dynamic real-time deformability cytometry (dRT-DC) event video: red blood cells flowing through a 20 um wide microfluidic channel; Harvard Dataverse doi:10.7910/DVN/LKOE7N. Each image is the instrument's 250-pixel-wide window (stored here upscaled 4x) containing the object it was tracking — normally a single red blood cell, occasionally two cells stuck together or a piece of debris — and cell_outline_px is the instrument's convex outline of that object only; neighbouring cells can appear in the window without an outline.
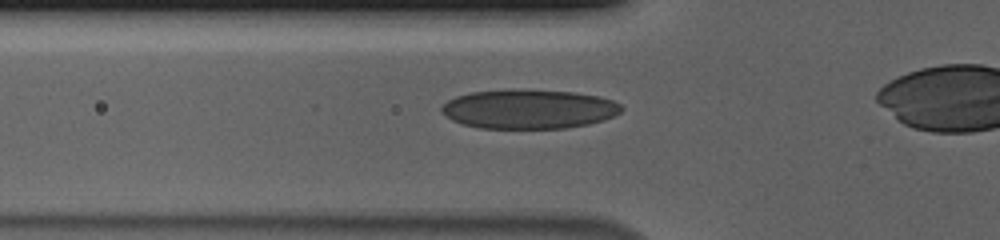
{"species": "human", "species_latin": "Homo sapiens", "temperature_condition": "cold", "stored_images_in_passage": 28, "camera_frame_rate_fps": 3000, "um_per_image_px": 0.085, "donor": {"sex": "male"}, "frame": {"image": 1, "passage_image": 2, "time_ms": 0.333, "image_size_px": [1000, 240], "cell_outline_px": [[624, 108], [620, 112], [604, 120], [588, 124], [568, 128], [480, 128], [464, 124], [452, 120], [440, 112], [440, 108], [448, 100], [456, 96], [472, 92], [572, 92], [600, 96], [612, 100], [620, 104]], "centroid_in_image_um": [44.97, 9.32], "position_along_channel_um": 80.8, "area_um2": 40.0}}
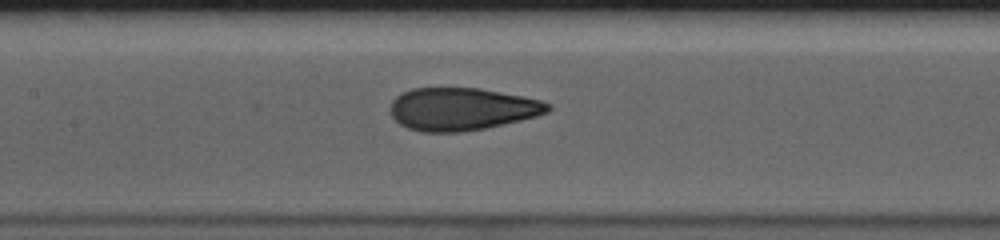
{"frame": {"image": 2, "passage_image": 9, "time_ms": 2.667, "image_size_px": [1000, 240], "cell_outline_px": [[552, 108], [548, 112], [536, 116], [520, 120], [484, 128], [460, 132], [420, 132], [408, 128], [400, 124], [392, 116], [388, 108], [392, 100], [396, 96], [412, 88], [480, 88], [540, 100], [552, 104]], "centroid_in_image_um": [39.22, 9.27], "position_along_channel_um": 168.2, "area_um2": 39.07}}
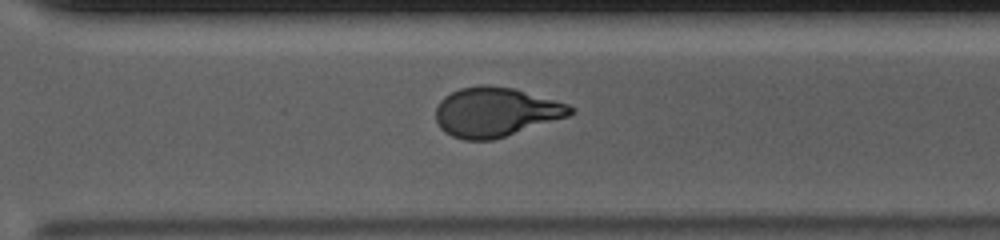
{"frame": {"image": 3, "passage_image": 22, "time_ms": 7.0, "image_size_px": [1000, 240], "cell_outline_px": [[576, 112], [568, 116], [492, 140], [464, 140], [452, 136], [444, 132], [440, 128], [436, 120], [436, 108], [440, 100], [444, 96], [460, 88], [480, 84], [488, 84], [512, 88], [568, 104], [576, 108]], "centroid_in_image_um": [42.1, 9.52], "position_along_channel_um": 328.5, "area_um2": 38.61}}